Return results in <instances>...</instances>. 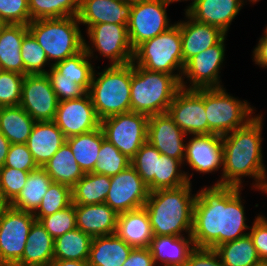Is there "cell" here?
<instances>
[{
  "label": "cell",
  "instance_id": "6da1fadb",
  "mask_svg": "<svg viewBox=\"0 0 267 266\" xmlns=\"http://www.w3.org/2000/svg\"><path fill=\"white\" fill-rule=\"evenodd\" d=\"M240 187L214 184L197 192L191 237L195 247L215 249L242 238L251 227L245 221Z\"/></svg>",
  "mask_w": 267,
  "mask_h": 266
},
{
  "label": "cell",
  "instance_id": "7a4b0ae2",
  "mask_svg": "<svg viewBox=\"0 0 267 266\" xmlns=\"http://www.w3.org/2000/svg\"><path fill=\"white\" fill-rule=\"evenodd\" d=\"M262 115L255 116L246 126L222 136V177L215 184L243 187L241 178L255 179L254 188L263 192L267 173L262 159Z\"/></svg>",
  "mask_w": 267,
  "mask_h": 266
},
{
  "label": "cell",
  "instance_id": "3957f363",
  "mask_svg": "<svg viewBox=\"0 0 267 266\" xmlns=\"http://www.w3.org/2000/svg\"><path fill=\"white\" fill-rule=\"evenodd\" d=\"M191 187V183H187L176 188L149 192L144 208L153 236H183V231L191 236L193 208L197 196L191 194Z\"/></svg>",
  "mask_w": 267,
  "mask_h": 266
},
{
  "label": "cell",
  "instance_id": "277c9868",
  "mask_svg": "<svg viewBox=\"0 0 267 266\" xmlns=\"http://www.w3.org/2000/svg\"><path fill=\"white\" fill-rule=\"evenodd\" d=\"M95 75L94 70L88 93L99 120L130 112L132 63L110 65Z\"/></svg>",
  "mask_w": 267,
  "mask_h": 266
},
{
  "label": "cell",
  "instance_id": "5b68a950",
  "mask_svg": "<svg viewBox=\"0 0 267 266\" xmlns=\"http://www.w3.org/2000/svg\"><path fill=\"white\" fill-rule=\"evenodd\" d=\"M181 88L171 74L149 71L132 62L131 111L152 116L166 113Z\"/></svg>",
  "mask_w": 267,
  "mask_h": 266
},
{
  "label": "cell",
  "instance_id": "8992f818",
  "mask_svg": "<svg viewBox=\"0 0 267 266\" xmlns=\"http://www.w3.org/2000/svg\"><path fill=\"white\" fill-rule=\"evenodd\" d=\"M77 17L32 20L29 32L43 48L51 65L76 55L84 49V37Z\"/></svg>",
  "mask_w": 267,
  "mask_h": 266
},
{
  "label": "cell",
  "instance_id": "52a82bcc",
  "mask_svg": "<svg viewBox=\"0 0 267 266\" xmlns=\"http://www.w3.org/2000/svg\"><path fill=\"white\" fill-rule=\"evenodd\" d=\"M133 63L149 71L171 74L180 82V86H186L182 77L184 63L179 22L140 44L134 50ZM174 70L179 74H173Z\"/></svg>",
  "mask_w": 267,
  "mask_h": 266
},
{
  "label": "cell",
  "instance_id": "ba28073f",
  "mask_svg": "<svg viewBox=\"0 0 267 266\" xmlns=\"http://www.w3.org/2000/svg\"><path fill=\"white\" fill-rule=\"evenodd\" d=\"M204 107L208 121V134L224 136L246 126L255 118L254 108L221 88H204Z\"/></svg>",
  "mask_w": 267,
  "mask_h": 266
},
{
  "label": "cell",
  "instance_id": "9c48e42d",
  "mask_svg": "<svg viewBox=\"0 0 267 266\" xmlns=\"http://www.w3.org/2000/svg\"><path fill=\"white\" fill-rule=\"evenodd\" d=\"M147 115L127 112L114 115L100 121V127L105 138L130 160L147 142Z\"/></svg>",
  "mask_w": 267,
  "mask_h": 266
},
{
  "label": "cell",
  "instance_id": "30bf717a",
  "mask_svg": "<svg viewBox=\"0 0 267 266\" xmlns=\"http://www.w3.org/2000/svg\"><path fill=\"white\" fill-rule=\"evenodd\" d=\"M35 221L33 213L9 205L0 212V266H14L22 258Z\"/></svg>",
  "mask_w": 267,
  "mask_h": 266
},
{
  "label": "cell",
  "instance_id": "8fae6325",
  "mask_svg": "<svg viewBox=\"0 0 267 266\" xmlns=\"http://www.w3.org/2000/svg\"><path fill=\"white\" fill-rule=\"evenodd\" d=\"M169 4L168 0L133 2L127 24L128 38L133 50L173 26L169 25L170 21L167 18L166 8Z\"/></svg>",
  "mask_w": 267,
  "mask_h": 266
},
{
  "label": "cell",
  "instance_id": "7c38bea8",
  "mask_svg": "<svg viewBox=\"0 0 267 266\" xmlns=\"http://www.w3.org/2000/svg\"><path fill=\"white\" fill-rule=\"evenodd\" d=\"M87 34L93 45L90 48L84 40V49L89 57H93V50L96 49L102 56L110 59V65L133 62L134 50L129 42L127 25L95 24L87 29Z\"/></svg>",
  "mask_w": 267,
  "mask_h": 266
},
{
  "label": "cell",
  "instance_id": "4fadbf2b",
  "mask_svg": "<svg viewBox=\"0 0 267 266\" xmlns=\"http://www.w3.org/2000/svg\"><path fill=\"white\" fill-rule=\"evenodd\" d=\"M167 113L187 136L188 134H208L204 89H185L181 87L176 92Z\"/></svg>",
  "mask_w": 267,
  "mask_h": 266
},
{
  "label": "cell",
  "instance_id": "5bb4252c",
  "mask_svg": "<svg viewBox=\"0 0 267 266\" xmlns=\"http://www.w3.org/2000/svg\"><path fill=\"white\" fill-rule=\"evenodd\" d=\"M149 195L147 185L130 165L111 176V186L105 203L117 214L143 208Z\"/></svg>",
  "mask_w": 267,
  "mask_h": 266
},
{
  "label": "cell",
  "instance_id": "9a60e30c",
  "mask_svg": "<svg viewBox=\"0 0 267 266\" xmlns=\"http://www.w3.org/2000/svg\"><path fill=\"white\" fill-rule=\"evenodd\" d=\"M20 106L36 122L54 120L58 99L46 74L25 75Z\"/></svg>",
  "mask_w": 267,
  "mask_h": 266
},
{
  "label": "cell",
  "instance_id": "2e32d148",
  "mask_svg": "<svg viewBox=\"0 0 267 266\" xmlns=\"http://www.w3.org/2000/svg\"><path fill=\"white\" fill-rule=\"evenodd\" d=\"M65 138L91 132L100 127L89 93L78 99L58 102L53 120Z\"/></svg>",
  "mask_w": 267,
  "mask_h": 266
},
{
  "label": "cell",
  "instance_id": "e0dca14e",
  "mask_svg": "<svg viewBox=\"0 0 267 266\" xmlns=\"http://www.w3.org/2000/svg\"><path fill=\"white\" fill-rule=\"evenodd\" d=\"M226 35L214 46L193 56L184 65L182 76H186L189 86L185 89L221 88L219 69L224 61Z\"/></svg>",
  "mask_w": 267,
  "mask_h": 266
},
{
  "label": "cell",
  "instance_id": "ac0fdd59",
  "mask_svg": "<svg viewBox=\"0 0 267 266\" xmlns=\"http://www.w3.org/2000/svg\"><path fill=\"white\" fill-rule=\"evenodd\" d=\"M185 136L167 112L149 116L147 141L161 154L184 163Z\"/></svg>",
  "mask_w": 267,
  "mask_h": 266
},
{
  "label": "cell",
  "instance_id": "d6986e66",
  "mask_svg": "<svg viewBox=\"0 0 267 266\" xmlns=\"http://www.w3.org/2000/svg\"><path fill=\"white\" fill-rule=\"evenodd\" d=\"M186 144L184 161L192 170L212 173L223 166L222 136L215 134L192 135Z\"/></svg>",
  "mask_w": 267,
  "mask_h": 266
},
{
  "label": "cell",
  "instance_id": "ffe728a7",
  "mask_svg": "<svg viewBox=\"0 0 267 266\" xmlns=\"http://www.w3.org/2000/svg\"><path fill=\"white\" fill-rule=\"evenodd\" d=\"M133 3L124 0H79V23L91 25L108 23L127 25Z\"/></svg>",
  "mask_w": 267,
  "mask_h": 266
},
{
  "label": "cell",
  "instance_id": "44dd1931",
  "mask_svg": "<svg viewBox=\"0 0 267 266\" xmlns=\"http://www.w3.org/2000/svg\"><path fill=\"white\" fill-rule=\"evenodd\" d=\"M185 15L189 20L179 22L184 65L193 56L216 45L226 35L218 27L198 22L186 12Z\"/></svg>",
  "mask_w": 267,
  "mask_h": 266
},
{
  "label": "cell",
  "instance_id": "7402d4cb",
  "mask_svg": "<svg viewBox=\"0 0 267 266\" xmlns=\"http://www.w3.org/2000/svg\"><path fill=\"white\" fill-rule=\"evenodd\" d=\"M243 5V0H196L185 12L196 21L218 27L226 34Z\"/></svg>",
  "mask_w": 267,
  "mask_h": 266
},
{
  "label": "cell",
  "instance_id": "603a6c76",
  "mask_svg": "<svg viewBox=\"0 0 267 266\" xmlns=\"http://www.w3.org/2000/svg\"><path fill=\"white\" fill-rule=\"evenodd\" d=\"M66 138L54 121H37L26 142L38 167H43L60 149Z\"/></svg>",
  "mask_w": 267,
  "mask_h": 266
},
{
  "label": "cell",
  "instance_id": "cb8c5ba5",
  "mask_svg": "<svg viewBox=\"0 0 267 266\" xmlns=\"http://www.w3.org/2000/svg\"><path fill=\"white\" fill-rule=\"evenodd\" d=\"M77 228L92 237L113 235L118 214L106 203L74 205Z\"/></svg>",
  "mask_w": 267,
  "mask_h": 266
},
{
  "label": "cell",
  "instance_id": "d4e9b609",
  "mask_svg": "<svg viewBox=\"0 0 267 266\" xmlns=\"http://www.w3.org/2000/svg\"><path fill=\"white\" fill-rule=\"evenodd\" d=\"M148 248L155 266H184L196 247L191 236H153Z\"/></svg>",
  "mask_w": 267,
  "mask_h": 266
},
{
  "label": "cell",
  "instance_id": "484cf974",
  "mask_svg": "<svg viewBox=\"0 0 267 266\" xmlns=\"http://www.w3.org/2000/svg\"><path fill=\"white\" fill-rule=\"evenodd\" d=\"M115 234L133 248H148L153 233L146 209L118 214Z\"/></svg>",
  "mask_w": 267,
  "mask_h": 266
},
{
  "label": "cell",
  "instance_id": "4316f807",
  "mask_svg": "<svg viewBox=\"0 0 267 266\" xmlns=\"http://www.w3.org/2000/svg\"><path fill=\"white\" fill-rule=\"evenodd\" d=\"M54 260V239L35 221L27 236L22 258L14 266H51Z\"/></svg>",
  "mask_w": 267,
  "mask_h": 266
},
{
  "label": "cell",
  "instance_id": "83f0119b",
  "mask_svg": "<svg viewBox=\"0 0 267 266\" xmlns=\"http://www.w3.org/2000/svg\"><path fill=\"white\" fill-rule=\"evenodd\" d=\"M133 247L116 234L96 236L92 239L89 252V266H122Z\"/></svg>",
  "mask_w": 267,
  "mask_h": 266
},
{
  "label": "cell",
  "instance_id": "f1b7e54d",
  "mask_svg": "<svg viewBox=\"0 0 267 266\" xmlns=\"http://www.w3.org/2000/svg\"><path fill=\"white\" fill-rule=\"evenodd\" d=\"M28 32L27 25L10 24L0 34V70L24 75L21 45Z\"/></svg>",
  "mask_w": 267,
  "mask_h": 266
},
{
  "label": "cell",
  "instance_id": "f546056e",
  "mask_svg": "<svg viewBox=\"0 0 267 266\" xmlns=\"http://www.w3.org/2000/svg\"><path fill=\"white\" fill-rule=\"evenodd\" d=\"M42 168L53 182L65 184L71 188L85 175L66 141Z\"/></svg>",
  "mask_w": 267,
  "mask_h": 266
},
{
  "label": "cell",
  "instance_id": "4dcf8cb0",
  "mask_svg": "<svg viewBox=\"0 0 267 266\" xmlns=\"http://www.w3.org/2000/svg\"><path fill=\"white\" fill-rule=\"evenodd\" d=\"M52 182L47 172L42 167H38L29 173L25 186L9 206L20 211L34 213Z\"/></svg>",
  "mask_w": 267,
  "mask_h": 266
},
{
  "label": "cell",
  "instance_id": "1f68e13d",
  "mask_svg": "<svg viewBox=\"0 0 267 266\" xmlns=\"http://www.w3.org/2000/svg\"><path fill=\"white\" fill-rule=\"evenodd\" d=\"M89 58L86 50L83 49L76 55L51 65L46 75L48 78L75 79L76 84L89 92L94 73V66L90 63Z\"/></svg>",
  "mask_w": 267,
  "mask_h": 266
},
{
  "label": "cell",
  "instance_id": "d6a6232c",
  "mask_svg": "<svg viewBox=\"0 0 267 266\" xmlns=\"http://www.w3.org/2000/svg\"><path fill=\"white\" fill-rule=\"evenodd\" d=\"M35 123L20 105L0 107V132L11 144L26 143Z\"/></svg>",
  "mask_w": 267,
  "mask_h": 266
},
{
  "label": "cell",
  "instance_id": "836d02e7",
  "mask_svg": "<svg viewBox=\"0 0 267 266\" xmlns=\"http://www.w3.org/2000/svg\"><path fill=\"white\" fill-rule=\"evenodd\" d=\"M104 138L101 127L88 133L66 138V142L71 147L75 160L84 173L94 171Z\"/></svg>",
  "mask_w": 267,
  "mask_h": 266
},
{
  "label": "cell",
  "instance_id": "e575fe53",
  "mask_svg": "<svg viewBox=\"0 0 267 266\" xmlns=\"http://www.w3.org/2000/svg\"><path fill=\"white\" fill-rule=\"evenodd\" d=\"M110 186V176L93 172L85 173V175L72 187V203L74 205L105 203Z\"/></svg>",
  "mask_w": 267,
  "mask_h": 266
},
{
  "label": "cell",
  "instance_id": "d590c367",
  "mask_svg": "<svg viewBox=\"0 0 267 266\" xmlns=\"http://www.w3.org/2000/svg\"><path fill=\"white\" fill-rule=\"evenodd\" d=\"M93 237L75 228L54 239V259L88 261Z\"/></svg>",
  "mask_w": 267,
  "mask_h": 266
},
{
  "label": "cell",
  "instance_id": "8d00e7d4",
  "mask_svg": "<svg viewBox=\"0 0 267 266\" xmlns=\"http://www.w3.org/2000/svg\"><path fill=\"white\" fill-rule=\"evenodd\" d=\"M224 266H253L261 261L248 235L215 248Z\"/></svg>",
  "mask_w": 267,
  "mask_h": 266
},
{
  "label": "cell",
  "instance_id": "74e56055",
  "mask_svg": "<svg viewBox=\"0 0 267 266\" xmlns=\"http://www.w3.org/2000/svg\"><path fill=\"white\" fill-rule=\"evenodd\" d=\"M31 20L77 17L79 0H28Z\"/></svg>",
  "mask_w": 267,
  "mask_h": 266
},
{
  "label": "cell",
  "instance_id": "f35d334b",
  "mask_svg": "<svg viewBox=\"0 0 267 266\" xmlns=\"http://www.w3.org/2000/svg\"><path fill=\"white\" fill-rule=\"evenodd\" d=\"M178 159L160 154L157 159L156 174L154 175V191L158 189L176 188L190 183L187 173L180 170Z\"/></svg>",
  "mask_w": 267,
  "mask_h": 266
},
{
  "label": "cell",
  "instance_id": "ab89813d",
  "mask_svg": "<svg viewBox=\"0 0 267 266\" xmlns=\"http://www.w3.org/2000/svg\"><path fill=\"white\" fill-rule=\"evenodd\" d=\"M72 204V188L68 185L52 182L38 209L33 213L36 221L54 214Z\"/></svg>",
  "mask_w": 267,
  "mask_h": 266
},
{
  "label": "cell",
  "instance_id": "60d3db41",
  "mask_svg": "<svg viewBox=\"0 0 267 266\" xmlns=\"http://www.w3.org/2000/svg\"><path fill=\"white\" fill-rule=\"evenodd\" d=\"M130 165L131 160L104 138L93 173L111 177L125 170Z\"/></svg>",
  "mask_w": 267,
  "mask_h": 266
},
{
  "label": "cell",
  "instance_id": "b9f144b4",
  "mask_svg": "<svg viewBox=\"0 0 267 266\" xmlns=\"http://www.w3.org/2000/svg\"><path fill=\"white\" fill-rule=\"evenodd\" d=\"M160 152L148 141L145 142L131 159V166L137 171L149 192L154 191V175L156 174L157 159Z\"/></svg>",
  "mask_w": 267,
  "mask_h": 266
},
{
  "label": "cell",
  "instance_id": "7bdbcfd3",
  "mask_svg": "<svg viewBox=\"0 0 267 266\" xmlns=\"http://www.w3.org/2000/svg\"><path fill=\"white\" fill-rule=\"evenodd\" d=\"M21 56L24 63V75L46 74L48 72L44 67L50 62L48 63L49 60L45 51L30 32L23 38Z\"/></svg>",
  "mask_w": 267,
  "mask_h": 266
},
{
  "label": "cell",
  "instance_id": "ee69618b",
  "mask_svg": "<svg viewBox=\"0 0 267 266\" xmlns=\"http://www.w3.org/2000/svg\"><path fill=\"white\" fill-rule=\"evenodd\" d=\"M39 223L55 239L77 228L74 204L54 214L42 217Z\"/></svg>",
  "mask_w": 267,
  "mask_h": 266
},
{
  "label": "cell",
  "instance_id": "f6af8a7d",
  "mask_svg": "<svg viewBox=\"0 0 267 266\" xmlns=\"http://www.w3.org/2000/svg\"><path fill=\"white\" fill-rule=\"evenodd\" d=\"M30 172L11 167L0 168V194L3 201L9 205L25 186Z\"/></svg>",
  "mask_w": 267,
  "mask_h": 266
},
{
  "label": "cell",
  "instance_id": "bcb514c9",
  "mask_svg": "<svg viewBox=\"0 0 267 266\" xmlns=\"http://www.w3.org/2000/svg\"><path fill=\"white\" fill-rule=\"evenodd\" d=\"M25 75L0 70V107L18 106Z\"/></svg>",
  "mask_w": 267,
  "mask_h": 266
},
{
  "label": "cell",
  "instance_id": "7dc6e473",
  "mask_svg": "<svg viewBox=\"0 0 267 266\" xmlns=\"http://www.w3.org/2000/svg\"><path fill=\"white\" fill-rule=\"evenodd\" d=\"M0 16L9 25H28L32 21L28 0H0Z\"/></svg>",
  "mask_w": 267,
  "mask_h": 266
},
{
  "label": "cell",
  "instance_id": "c3c4849f",
  "mask_svg": "<svg viewBox=\"0 0 267 266\" xmlns=\"http://www.w3.org/2000/svg\"><path fill=\"white\" fill-rule=\"evenodd\" d=\"M3 166L27 172L38 168L26 143L10 144Z\"/></svg>",
  "mask_w": 267,
  "mask_h": 266
},
{
  "label": "cell",
  "instance_id": "681fc988",
  "mask_svg": "<svg viewBox=\"0 0 267 266\" xmlns=\"http://www.w3.org/2000/svg\"><path fill=\"white\" fill-rule=\"evenodd\" d=\"M49 81L51 83V87L56 93L58 102L78 99L88 93L82 86L75 83V79L49 78Z\"/></svg>",
  "mask_w": 267,
  "mask_h": 266
},
{
  "label": "cell",
  "instance_id": "f907efd6",
  "mask_svg": "<svg viewBox=\"0 0 267 266\" xmlns=\"http://www.w3.org/2000/svg\"><path fill=\"white\" fill-rule=\"evenodd\" d=\"M261 260L267 259V218L257 216L248 232Z\"/></svg>",
  "mask_w": 267,
  "mask_h": 266
},
{
  "label": "cell",
  "instance_id": "816d5d0a",
  "mask_svg": "<svg viewBox=\"0 0 267 266\" xmlns=\"http://www.w3.org/2000/svg\"><path fill=\"white\" fill-rule=\"evenodd\" d=\"M184 266H224L215 249L196 247Z\"/></svg>",
  "mask_w": 267,
  "mask_h": 266
},
{
  "label": "cell",
  "instance_id": "f5cc1de1",
  "mask_svg": "<svg viewBox=\"0 0 267 266\" xmlns=\"http://www.w3.org/2000/svg\"><path fill=\"white\" fill-rule=\"evenodd\" d=\"M122 266H155L149 248H133Z\"/></svg>",
  "mask_w": 267,
  "mask_h": 266
},
{
  "label": "cell",
  "instance_id": "db71d44e",
  "mask_svg": "<svg viewBox=\"0 0 267 266\" xmlns=\"http://www.w3.org/2000/svg\"><path fill=\"white\" fill-rule=\"evenodd\" d=\"M253 58L255 64L260 65V67L267 68V38L262 36L253 50Z\"/></svg>",
  "mask_w": 267,
  "mask_h": 266
},
{
  "label": "cell",
  "instance_id": "11a10c76",
  "mask_svg": "<svg viewBox=\"0 0 267 266\" xmlns=\"http://www.w3.org/2000/svg\"><path fill=\"white\" fill-rule=\"evenodd\" d=\"M10 144V141L0 132V168L5 163Z\"/></svg>",
  "mask_w": 267,
  "mask_h": 266
},
{
  "label": "cell",
  "instance_id": "9f6ffc18",
  "mask_svg": "<svg viewBox=\"0 0 267 266\" xmlns=\"http://www.w3.org/2000/svg\"><path fill=\"white\" fill-rule=\"evenodd\" d=\"M51 266H89L88 261L54 259Z\"/></svg>",
  "mask_w": 267,
  "mask_h": 266
},
{
  "label": "cell",
  "instance_id": "6f0895ef",
  "mask_svg": "<svg viewBox=\"0 0 267 266\" xmlns=\"http://www.w3.org/2000/svg\"><path fill=\"white\" fill-rule=\"evenodd\" d=\"M9 24L0 16V34Z\"/></svg>",
  "mask_w": 267,
  "mask_h": 266
},
{
  "label": "cell",
  "instance_id": "680465c9",
  "mask_svg": "<svg viewBox=\"0 0 267 266\" xmlns=\"http://www.w3.org/2000/svg\"><path fill=\"white\" fill-rule=\"evenodd\" d=\"M7 206V204L3 201L0 194V212Z\"/></svg>",
  "mask_w": 267,
  "mask_h": 266
},
{
  "label": "cell",
  "instance_id": "91938a15",
  "mask_svg": "<svg viewBox=\"0 0 267 266\" xmlns=\"http://www.w3.org/2000/svg\"><path fill=\"white\" fill-rule=\"evenodd\" d=\"M170 3H173V2H178V1H181V0H168ZM184 1V0H183ZM187 1V0H185ZM196 0H193L192 3H190V6L187 7V9H185L186 11L194 4Z\"/></svg>",
  "mask_w": 267,
  "mask_h": 266
},
{
  "label": "cell",
  "instance_id": "94428289",
  "mask_svg": "<svg viewBox=\"0 0 267 266\" xmlns=\"http://www.w3.org/2000/svg\"><path fill=\"white\" fill-rule=\"evenodd\" d=\"M253 266H267V263L264 260H261L260 262L254 264Z\"/></svg>",
  "mask_w": 267,
  "mask_h": 266
},
{
  "label": "cell",
  "instance_id": "6125c7cd",
  "mask_svg": "<svg viewBox=\"0 0 267 266\" xmlns=\"http://www.w3.org/2000/svg\"><path fill=\"white\" fill-rule=\"evenodd\" d=\"M124 1H127V2H137V1H141V0H124Z\"/></svg>",
  "mask_w": 267,
  "mask_h": 266
},
{
  "label": "cell",
  "instance_id": "be15d7a7",
  "mask_svg": "<svg viewBox=\"0 0 267 266\" xmlns=\"http://www.w3.org/2000/svg\"><path fill=\"white\" fill-rule=\"evenodd\" d=\"M264 193H267V182H266V185H265V187H264Z\"/></svg>",
  "mask_w": 267,
  "mask_h": 266
},
{
  "label": "cell",
  "instance_id": "e7e4bbea",
  "mask_svg": "<svg viewBox=\"0 0 267 266\" xmlns=\"http://www.w3.org/2000/svg\"><path fill=\"white\" fill-rule=\"evenodd\" d=\"M264 33H265V37L267 38V26H266V28H265V31H264Z\"/></svg>",
  "mask_w": 267,
  "mask_h": 266
},
{
  "label": "cell",
  "instance_id": "03108f58",
  "mask_svg": "<svg viewBox=\"0 0 267 266\" xmlns=\"http://www.w3.org/2000/svg\"><path fill=\"white\" fill-rule=\"evenodd\" d=\"M248 1H251V2H253V3H254V2L256 3V2L259 1V0H248ZM243 2H244V0H243Z\"/></svg>",
  "mask_w": 267,
  "mask_h": 266
}]
</instances>
